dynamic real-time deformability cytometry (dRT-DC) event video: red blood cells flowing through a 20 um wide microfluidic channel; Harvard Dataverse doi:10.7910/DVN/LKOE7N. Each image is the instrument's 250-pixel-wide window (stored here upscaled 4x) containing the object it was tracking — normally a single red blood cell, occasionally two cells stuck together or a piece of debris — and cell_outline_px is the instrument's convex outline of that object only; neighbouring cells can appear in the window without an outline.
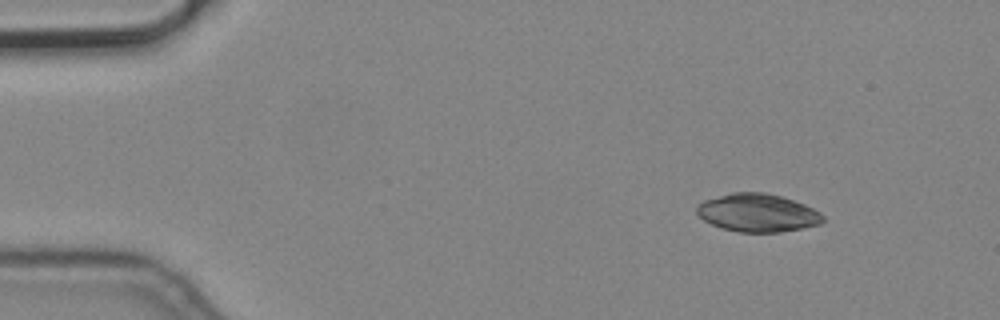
{"species": "common noctule bat (a hibernating species)", "species_latin": "Nyctalus noctula", "temperature_condition": "cold", "stored_images_in_passage": 8, "camera_frame_rate_fps": 3000, "um_per_image_px": 0.085, "animal": {"sex": "male", "body_mass_g": 19.2, "forearm_length_mm": 51.8}, "frame": {"image": 1, "passage_image": 1, "time_ms": 0.0, "image_size_px": [1000, 320], "cell_outline_px": [[824, 220], [820, 224], [780, 232], [740, 232], [720, 228], [704, 220], [696, 212], [696, 204], [704, 200], [732, 192], [764, 192], [780, 196], [804, 204], [820, 212], [824, 216]], "centroid_in_image_um": [64.37, 18.08], "position_along_channel_um": 20.6, "area_um2": 27.92}}
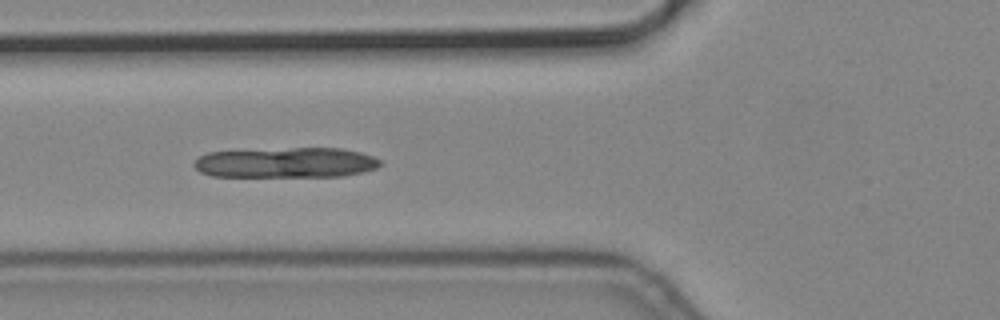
{"frame": {"image": 2, "passage_image": 5, "time_ms": 1.333, "image_size_px": [1000, 320], "cell_outline_px": [[380, 164], [376, 168], [364, 172], [344, 176], [212, 176], [200, 172], [192, 164], [200, 156], [208, 152], [292, 148], [340, 148], [360, 152], [372, 156], [380, 160]], "centroid_in_image_um": [24.32, 13.82], "position_along_channel_um": 101.5, "area_um2": 32.66}}
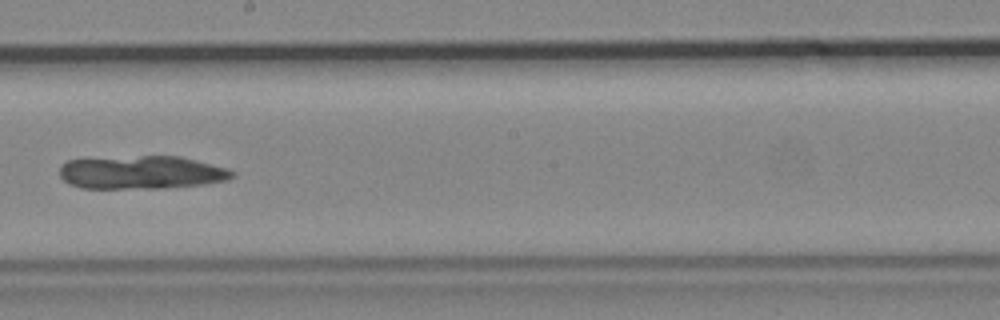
{"frame": {"image": 3, "passage_image": 8, "time_ms": 2.333, "image_size_px": [1000, 320], "cell_outline_px": [[236, 176], [228, 180], [204, 184], [164, 188], [80, 188], [68, 184], [60, 176], [60, 168], [68, 160], [140, 156], [180, 156], [228, 168], [236, 172]], "centroid_in_image_um": [12.08, 14.66], "position_along_channel_um": 236.1, "area_um2": 33.47}}